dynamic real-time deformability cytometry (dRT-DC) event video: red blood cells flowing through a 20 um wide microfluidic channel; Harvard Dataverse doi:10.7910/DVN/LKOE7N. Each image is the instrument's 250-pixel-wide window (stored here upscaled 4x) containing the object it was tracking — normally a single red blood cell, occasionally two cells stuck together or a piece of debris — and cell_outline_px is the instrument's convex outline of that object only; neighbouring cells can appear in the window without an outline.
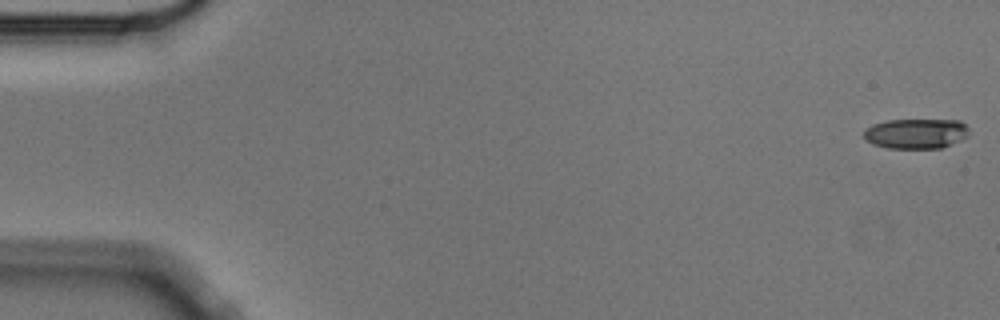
{"species": "Egyptian fruit bat (a non-hibernating species)", "species_latin": "Rousettus aegyptiacus", "temperature_condition": "cold", "stored_images_in_passage": 8, "camera_frame_rate_fps": 3000, "um_per_image_px": 0.085, "animal": {"sex": "male"}, "frame": {"image": 1, "passage_image": 1, "time_ms": 0.0, "image_size_px": [1000, 320], "cell_outline_px": [[968, 136], [960, 140], [940, 148], [888, 148], [872, 144], [864, 136], [864, 128], [872, 124], [888, 120], [960, 120], [968, 128]], "centroid_in_image_um": [77.84, 11.34], "position_along_channel_um": 7.2, "area_um2": 18.38}}
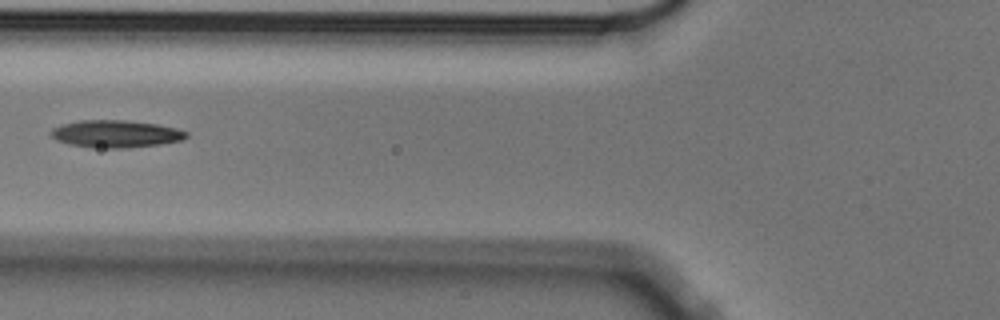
{"frame": {"image": 2, "passage_image": 6, "time_ms": 1.667, "image_size_px": [1000, 320], "cell_outline_px": [[188, 136], [180, 140], [160, 144], [124, 148], [92, 148], [68, 144], [56, 140], [48, 132], [52, 128], [60, 124], [80, 120], [128, 120], [156, 124], [176, 128], [188, 132]], "centroid_in_image_um": [9.78, 11.37], "position_along_channel_um": 116.0, "area_um2": 21.73}}
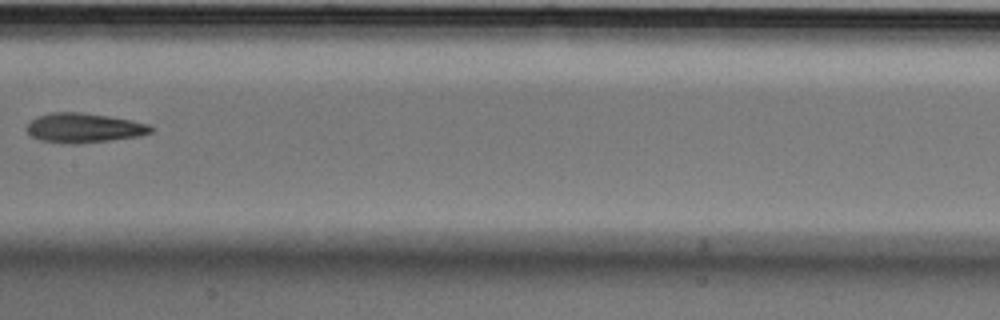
{"frame": {"image": 3, "passage_image": 8, "time_ms": 2.333, "image_size_px": [1000, 320], "cell_outline_px": [[152, 132], [140, 136], [112, 140], [72, 144], [60, 144], [40, 140], [32, 136], [24, 128], [36, 116], [52, 112], [80, 112], [108, 116], [132, 120], [148, 124], [152, 128]], "centroid_in_image_um": [7.1, 10.88], "position_along_channel_um": 200.3, "area_um2": 21.5}}